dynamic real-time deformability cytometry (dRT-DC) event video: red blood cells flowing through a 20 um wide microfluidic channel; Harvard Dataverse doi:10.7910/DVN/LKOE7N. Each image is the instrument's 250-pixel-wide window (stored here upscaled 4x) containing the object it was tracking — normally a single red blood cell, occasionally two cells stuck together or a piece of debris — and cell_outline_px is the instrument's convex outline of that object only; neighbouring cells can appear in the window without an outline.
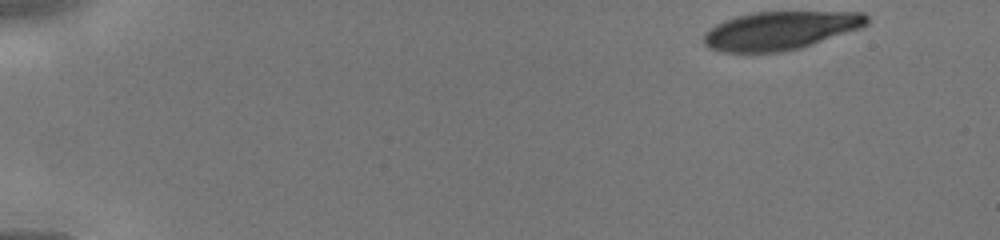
{"species": "human", "species_latin": "Homo sapiens", "temperature_condition": "cold", "stored_images_in_passage": 10, "camera_frame_rate_fps": 3000, "um_per_image_px": 0.085, "donor": {"sex": "male"}, "frame": {"image": 1, "passage_image": 1, "time_ms": 0.0, "image_size_px": [1000, 240], "cell_outline_px": [[868, 24], [860, 28], [800, 48], [780, 52], [724, 52], [708, 48], [704, 44], [704, 32], [716, 24], [724, 20], [736, 16], [756, 12], [864, 12], [868, 16]], "centroid_in_image_um": [66.3, 2.59], "position_along_channel_um": 18.7, "area_um2": 36.3}}
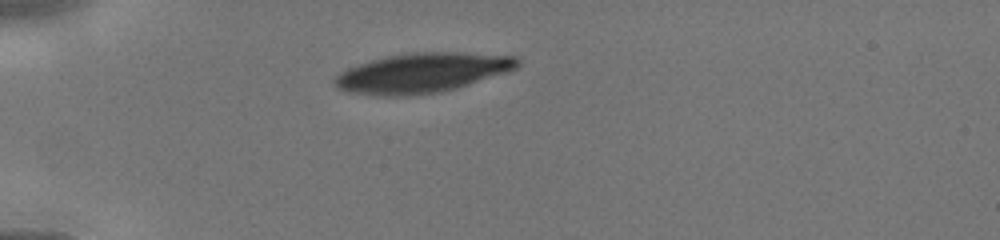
{"frame": {"image": 2, "passage_image": 9, "time_ms": 3.0, "image_size_px": [1000, 240], "cell_outline_px": [[520, 64], [516, 68], [508, 72], [456, 88], [440, 92], [412, 96], [376, 96], [352, 92], [340, 88], [332, 84], [332, 76], [348, 68], [372, 60], [388, 56], [408, 52], [464, 52], [516, 56], [520, 60]], "centroid_in_image_um": [35.89, 6.19], "position_along_channel_um": 49.1, "area_um2": 42.54}}